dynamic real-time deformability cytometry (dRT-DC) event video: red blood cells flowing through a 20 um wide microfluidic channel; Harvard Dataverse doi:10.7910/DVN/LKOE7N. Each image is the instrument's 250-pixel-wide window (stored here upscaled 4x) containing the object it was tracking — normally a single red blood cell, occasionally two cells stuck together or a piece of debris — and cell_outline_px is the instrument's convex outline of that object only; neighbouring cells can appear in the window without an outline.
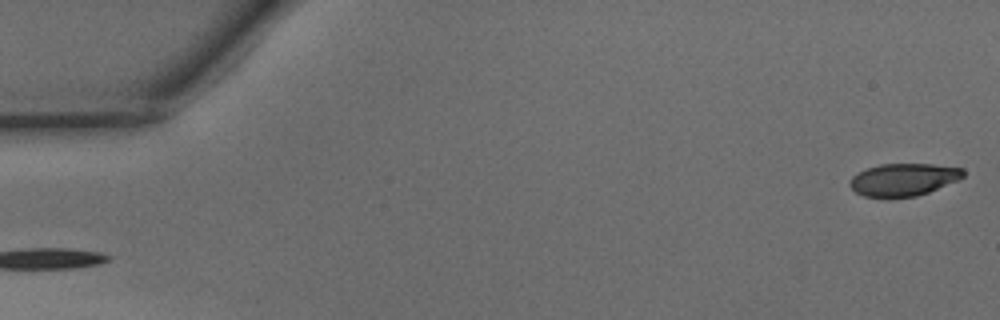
{"species": "common noctule bat (a hibernating species)", "species_latin": "Nyctalus noctula", "temperature_condition": "warm", "stored_images_in_passage": 45, "camera_frame_rate_fps": 3000, "um_per_image_px": 0.085, "animal": {"sex": "male", "body_mass_g": 15.6}, "frame": {"image": 1, "passage_image": 1, "time_ms": 0.0, "image_size_px": [1000, 320], "cell_outline_px": [[964, 176], [960, 180], [928, 192], [916, 196], [864, 196], [856, 192], [848, 184], [848, 180], [852, 176], [868, 168], [880, 164], [932, 164], [964, 168]], "centroid_in_image_um": [76.82, 15.25], "position_along_channel_um": 8.2, "area_um2": 21.27}}
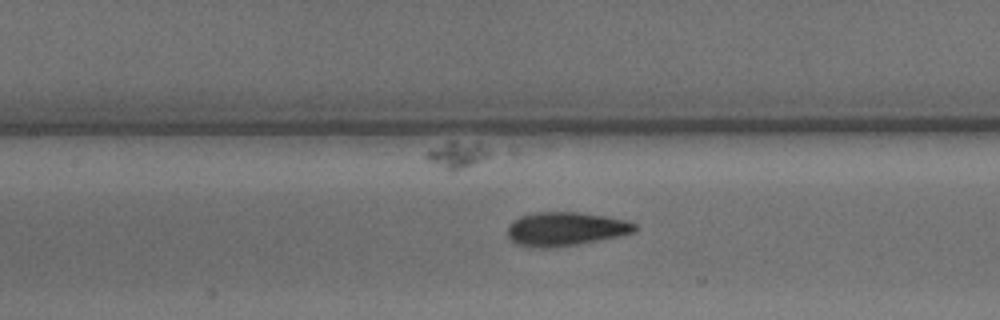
{"frame": {"image": 2, "passage_image": 22, "time_ms": 7.0, "image_size_px": [1000, 320], "cell_outline_px": [[640, 228], [636, 232], [620, 236], [556, 248], [528, 248], [516, 244], [508, 236], [508, 224], [512, 220], [520, 216], [536, 212], [576, 212], [604, 216], [628, 220], [636, 224]], "centroid_in_image_um": [48.07, 19.47], "position_along_channel_um": 159.3, "area_um2": 25.49}}
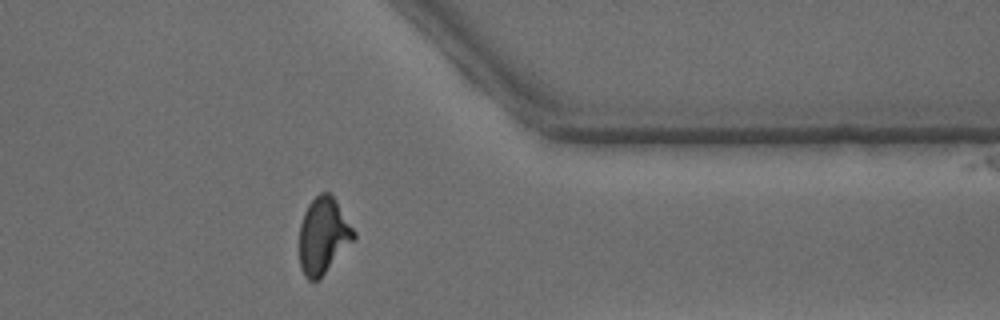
{"frame": {"image": 3, "passage_image": 39, "time_ms": 12.667, "image_size_px": [1000, 320], "cell_outline_px": [[356, 236], [324, 272], [316, 280], [308, 280], [304, 276], [300, 268], [300, 224], [304, 212], [308, 204], [320, 192], [328, 192], [332, 196], [356, 232]], "centroid_in_image_um": [27.44, 20.0], "position_along_channel_um": 384.0, "area_um2": 23.47}, "authors_computed_cell_mechanics": {"area_um2": 23.8714, "velocity_mm_per_s": 4.1643, "shape_relaxation_time_tau1_ms": 4.6094, "shape_relaxation_time_tau2_ms": 1.1622, "deformation_change_tau1": 0.1845, "deformation_change_tau2": 0.0798}}